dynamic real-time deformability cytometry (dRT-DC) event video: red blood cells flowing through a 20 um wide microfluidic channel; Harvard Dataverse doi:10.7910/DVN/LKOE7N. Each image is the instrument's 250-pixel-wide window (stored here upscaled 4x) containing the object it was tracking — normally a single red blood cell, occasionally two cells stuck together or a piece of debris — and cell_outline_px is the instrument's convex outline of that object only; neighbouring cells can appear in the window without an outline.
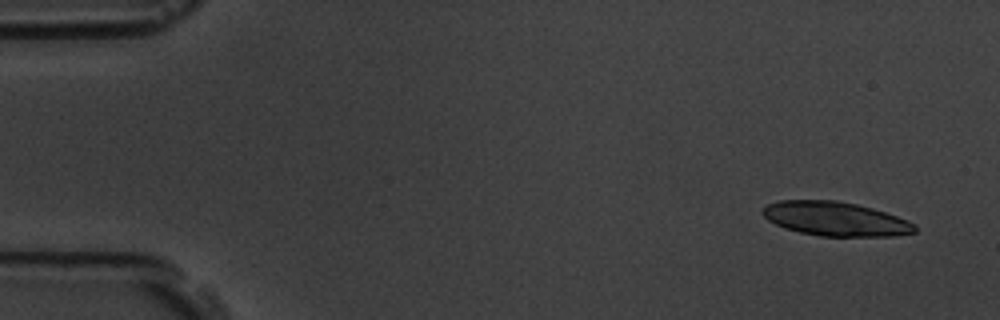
{"species": "common noctule bat (a hibernating species)", "species_latin": "Nyctalus noctula", "temperature_condition": "room temperature", "stored_images_in_passage": 7, "camera_frame_rate_fps": 3000, "um_per_image_px": 0.085, "animal": {"sex": "male", "body_mass_g": 19.5, "forearm_length_mm": 54.6}, "frame": {"image": 1, "passage_image": 1, "time_ms": 0.0, "image_size_px": [1000, 320], "cell_outline_px": [[916, 232], [892, 236], [820, 236], [800, 232], [784, 228], [768, 220], [760, 212], [760, 208], [768, 204], [780, 200], [836, 200], [856, 204], [872, 208], [908, 220], [916, 224]], "centroid_in_image_um": [70.99, 18.6], "position_along_channel_um": 14.0, "area_um2": 30.29}}